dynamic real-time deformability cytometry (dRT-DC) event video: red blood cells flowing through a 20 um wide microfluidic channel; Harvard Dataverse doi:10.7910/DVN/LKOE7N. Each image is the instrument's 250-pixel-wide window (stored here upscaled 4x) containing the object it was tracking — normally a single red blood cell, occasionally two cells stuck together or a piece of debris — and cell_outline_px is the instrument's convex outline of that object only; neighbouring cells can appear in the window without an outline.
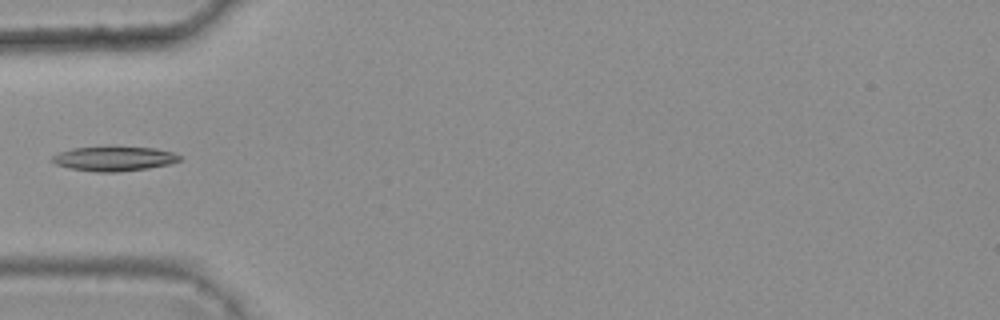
{"species": "common noctule bat (a hibernating species)", "species_latin": "Nyctalus noctula", "temperature_condition": "warm", "stored_images_in_passage": 3, "camera_frame_rate_fps": 3000, "um_per_image_px": 0.085, "animal": {"sex": "female", "body_mass_g": 25.1}, "frame": {"image": 1, "passage_image": 3, "time_ms": 0.667, "image_size_px": [1000, 320], "cell_outline_px": [[180, 160], [168, 164], [148, 168], [116, 172], [96, 172], [72, 168], [56, 164], [52, 160], [52, 156], [60, 152], [72, 148], [156, 148], [172, 152], [180, 156]], "centroid_in_image_um": [9.7, 13.5], "position_along_channel_um": 75.3, "area_um2": 17.57}}